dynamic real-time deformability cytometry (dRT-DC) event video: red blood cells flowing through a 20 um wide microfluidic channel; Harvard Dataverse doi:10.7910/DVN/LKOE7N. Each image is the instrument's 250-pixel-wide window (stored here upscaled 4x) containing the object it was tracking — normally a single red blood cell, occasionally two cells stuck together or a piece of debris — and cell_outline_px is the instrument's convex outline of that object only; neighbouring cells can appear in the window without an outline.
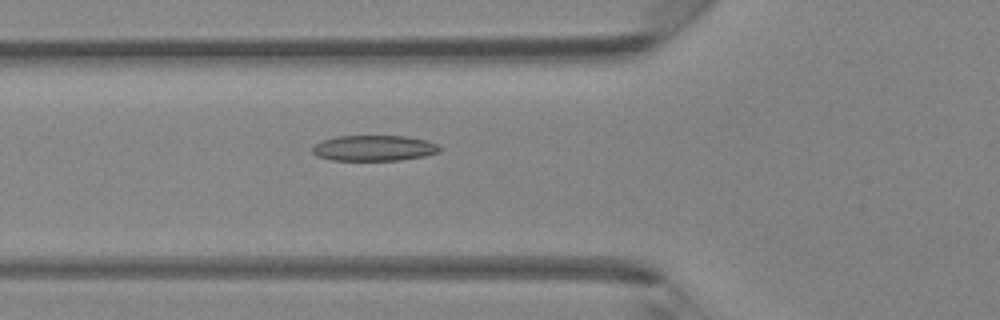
{"species": "Egyptian fruit bat (a non-hibernating species)", "species_latin": "Rousettus aegyptiacus", "temperature_condition": "room temperature", "stored_images_in_passage": 43, "camera_frame_rate_fps": 3000, "um_per_image_px": 0.085, "animal": {"sex": "female"}, "frame": {"image": 1, "passage_image": 16, "time_ms": 5.0, "image_size_px": [1000, 320], "cell_outline_px": [[440, 152], [424, 156], [400, 160], [332, 160], [316, 156], [312, 152], [312, 148], [320, 140], [336, 136], [404, 136], [428, 140], [436, 144], [440, 148]], "centroid_in_image_um": [31.77, 12.58], "position_along_channel_um": 94.0, "area_um2": 19.07}}
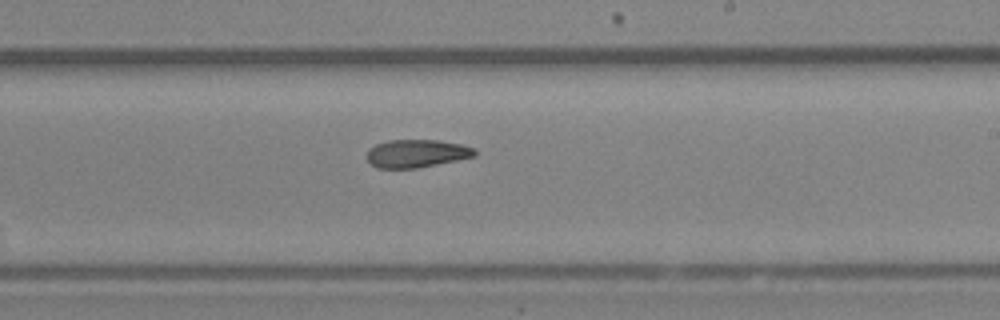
{"frame": {"image": 2, "passage_image": 26, "time_ms": 8.333, "image_size_px": [1000, 320], "cell_outline_px": [[476, 156], [416, 168], [376, 168], [364, 156], [368, 148], [376, 144], [388, 140], [440, 140], [460, 144], [476, 148]], "centroid_in_image_um": [35.38, 13.04], "position_along_channel_um": 253.6, "area_um2": 17.69}}
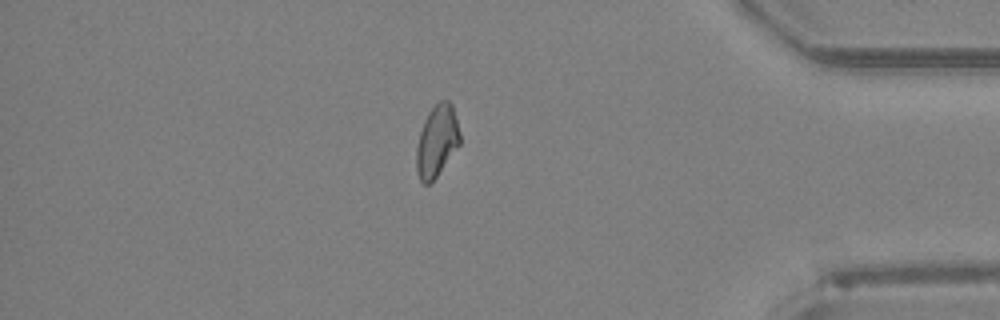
{"frame": {"image": 3, "passage_image": 37, "time_ms": 12.0, "image_size_px": [1000, 320], "cell_outline_px": [[460, 144], [436, 176], [428, 184], [424, 184], [420, 180], [416, 168], [416, 148], [420, 132], [424, 120], [428, 112], [440, 100], [448, 100], [452, 104], [460, 132]], "centroid_in_image_um": [37.13, 11.96], "position_along_channel_um": 398.1, "area_um2": 17.98}}